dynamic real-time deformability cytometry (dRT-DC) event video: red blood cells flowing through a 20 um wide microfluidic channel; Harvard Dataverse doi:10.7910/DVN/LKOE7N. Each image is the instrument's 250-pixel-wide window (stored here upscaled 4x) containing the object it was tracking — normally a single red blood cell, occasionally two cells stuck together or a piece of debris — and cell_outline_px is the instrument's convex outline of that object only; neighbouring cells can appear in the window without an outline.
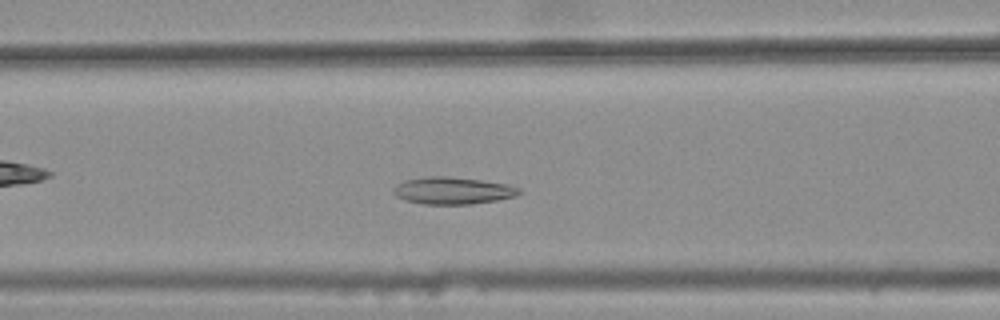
{"species": "common noctule bat (a hibernating species)", "species_latin": "Nyctalus noctula", "temperature_condition": "warm", "stored_images_in_passage": 38, "camera_frame_rate_fps": 3000, "um_per_image_px": 0.085, "animal": {"sex": "female", "body_mass_g": 25.1}, "frame": {"image": 1, "passage_image": 16, "time_ms": 5.0, "image_size_px": [1000, 320], "cell_outline_px": [[524, 192], [516, 196], [496, 200], [472, 204], [424, 204], [404, 200], [396, 196], [392, 192], [396, 184], [404, 180], [428, 176], [448, 176], [480, 180], [508, 184], [520, 188]], "centroid_in_image_um": [38.49, 16.2], "position_along_channel_um": 128.1, "area_um2": 20.0}}
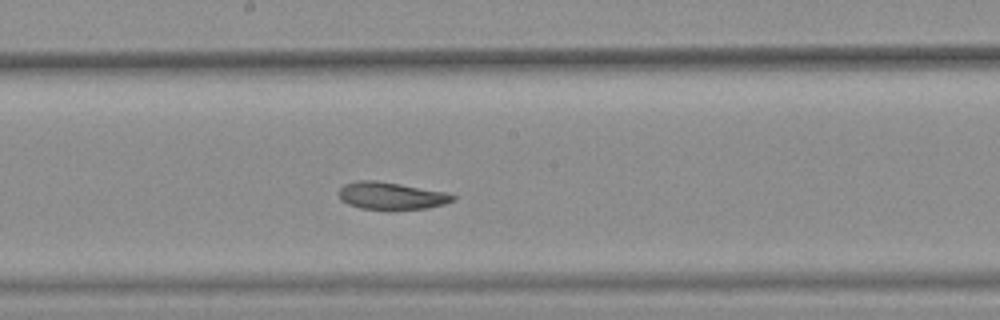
{"frame": {"image": 2, "passage_image": 23, "time_ms": 7.333, "image_size_px": [1000, 320], "cell_outline_px": [[456, 200], [444, 204], [428, 208], [360, 208], [348, 204], [340, 200], [340, 188], [344, 184], [356, 180], [376, 180], [448, 192], [456, 196]], "centroid_in_image_um": [33.28, 16.62], "position_along_channel_um": 214.9, "area_um2": 17.92}}
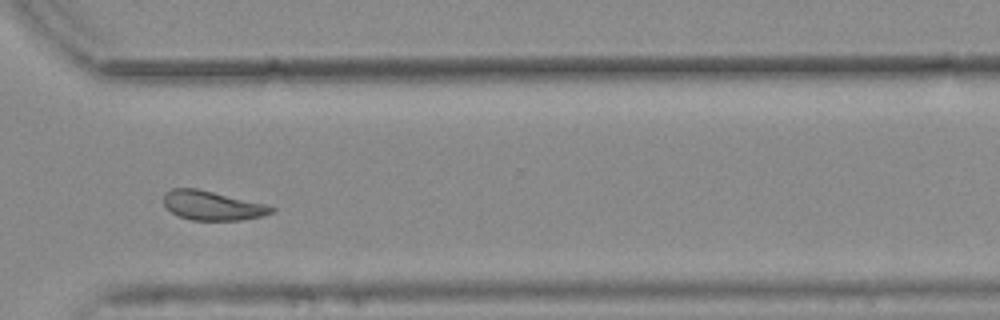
{"frame": {"image": 3, "passage_image": 34, "time_ms": 11.0, "image_size_px": [1000, 320], "cell_outline_px": [[276, 208], [272, 212], [264, 216], [240, 220], [192, 220], [180, 216], [172, 212], [164, 204], [164, 192], [172, 188], [196, 188], [264, 204]], "centroid_in_image_um": [18.03, 17.47], "position_along_channel_um": 352.6, "area_um2": 18.09}, "authors_computed_cell_mechanics": {"area_um2": 19.1896, "velocity_mm_per_s": 3.7417, "shape_relaxation_time_tau1_ms": null, "shape_relaxation_time_tau2_ms": 3.0986, "deformation_change_tau1": null, "deformation_change_tau2": 0.0935}}